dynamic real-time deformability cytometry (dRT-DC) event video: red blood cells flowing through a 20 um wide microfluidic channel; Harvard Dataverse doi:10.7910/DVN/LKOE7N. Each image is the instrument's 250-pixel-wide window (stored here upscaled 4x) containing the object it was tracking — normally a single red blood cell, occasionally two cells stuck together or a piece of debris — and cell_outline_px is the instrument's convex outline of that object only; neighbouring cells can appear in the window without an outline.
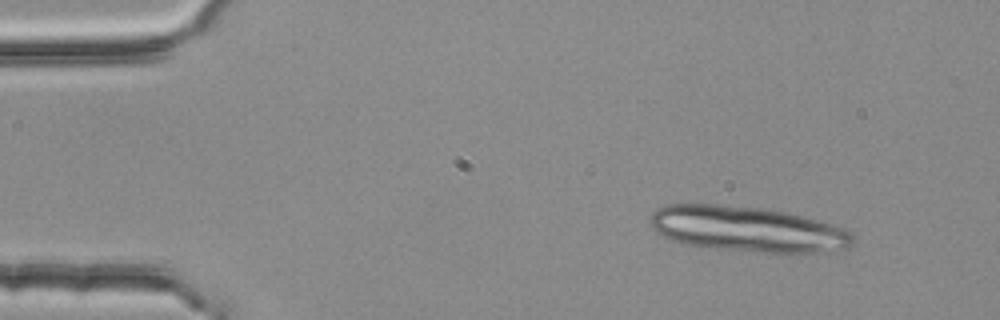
{"species": "common noctule bat (a hibernating species)", "species_latin": "Nyctalus noctula", "temperature_condition": "room temperature", "stored_images_in_passage": 2, "segment_of_instrument_passage": [2, 2], "camera_frame_rate_fps": 3000, "um_per_image_px": 0.085, "animal": {"sex": "female", "body_mass_g": 25.1}, "frame": {"image": 1, "passage_image": 2, "time_ms": 0.333, "image_size_px": [1000, 320], "cell_outline_px": [[856, 240], [848, 248], [836, 252], [760, 252], [716, 248], [684, 244], [672, 240], [656, 232], [652, 228], [652, 212], [656, 208], [664, 204], [716, 204], [764, 208], [784, 212], [816, 220], [844, 228], [852, 232], [856, 236]], "centroid_in_image_um": [63.57, 19.47], "position_along_channel_um": 21.4, "area_um2": 53.7}}